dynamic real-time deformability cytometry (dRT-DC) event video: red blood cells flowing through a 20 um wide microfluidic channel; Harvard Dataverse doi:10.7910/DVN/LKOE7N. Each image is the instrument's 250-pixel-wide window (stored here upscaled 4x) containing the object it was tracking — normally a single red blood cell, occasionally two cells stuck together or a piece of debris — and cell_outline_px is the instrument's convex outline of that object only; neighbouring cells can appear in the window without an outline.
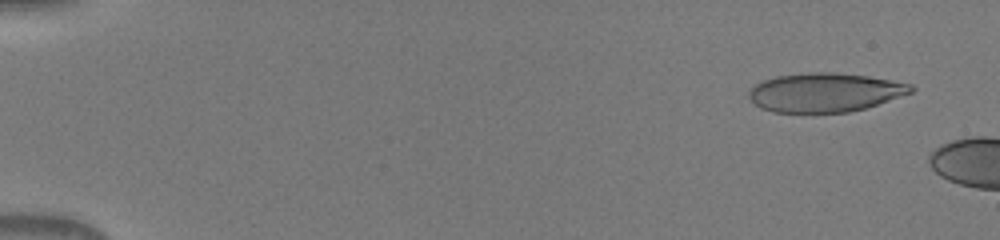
{"species": "human", "species_latin": "Homo sapiens", "temperature_condition": "warm", "stored_images_in_passage": 7, "camera_frame_rate_fps": 3000, "um_per_image_px": 0.085, "donor": {"sex": "male"}, "frame": {"image": 1, "passage_image": 3, "time_ms": 0.667, "image_size_px": [1000, 240], "cell_outline_px": [[916, 88], [912, 92], [864, 108], [848, 112], [772, 112], [760, 108], [748, 96], [748, 92], [756, 84], [764, 80], [776, 76], [808, 72], [832, 72], [868, 76], [912, 84]], "centroid_in_image_um": [70.1, 7.85], "position_along_channel_um": 14.9, "area_um2": 36.53}}